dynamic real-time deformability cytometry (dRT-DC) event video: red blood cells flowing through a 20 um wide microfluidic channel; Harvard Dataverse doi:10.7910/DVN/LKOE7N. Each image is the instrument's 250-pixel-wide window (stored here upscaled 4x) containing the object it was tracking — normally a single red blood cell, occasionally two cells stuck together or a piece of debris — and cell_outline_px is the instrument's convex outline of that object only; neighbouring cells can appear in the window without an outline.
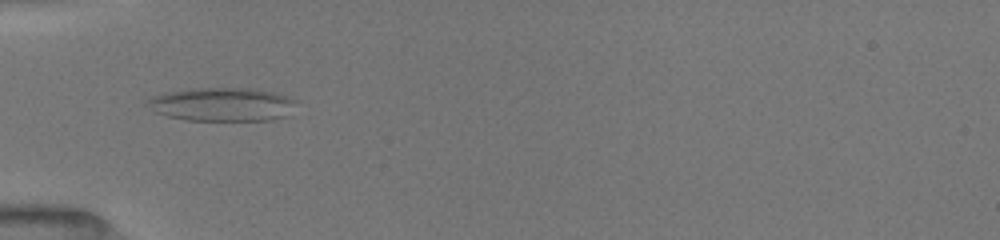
{"species": "common noctule bat (a hibernating species)", "species_latin": "Nyctalus noctula", "temperature_condition": "room temperature", "stored_images_in_passage": 8, "camera_frame_rate_fps": 3000, "um_per_image_px": 0.085, "animal": {"sex": "female", "body_mass_g": 19.5, "forearm_length_mm": 54.1}, "frame": {"image": 1, "passage_image": 7, "time_ms": 5.333, "image_size_px": [1000, 240], "cell_outline_px": [[300, 100], [288, 116], [272, 120], [184, 120], [152, 112], [144, 104], [144, 100], [148, 96], [168, 92], [200, 88], [256, 88], [276, 92]], "centroid_in_image_um": [18.89, 8.87], "position_along_channel_um": 66.1, "area_um2": 29.88}}